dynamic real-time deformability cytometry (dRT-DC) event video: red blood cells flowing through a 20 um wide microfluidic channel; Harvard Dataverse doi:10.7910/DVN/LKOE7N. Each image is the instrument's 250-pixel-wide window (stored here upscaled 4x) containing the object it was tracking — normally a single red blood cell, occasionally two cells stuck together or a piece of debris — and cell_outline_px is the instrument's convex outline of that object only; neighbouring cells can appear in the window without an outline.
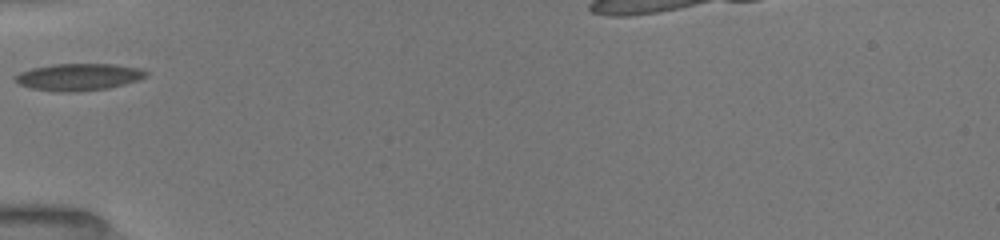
{"species": "common noctule bat (a hibernating species)", "species_latin": "Nyctalus noctula", "temperature_condition": "room temperature", "stored_images_in_passage": 42, "camera_frame_rate_fps": 3000, "um_per_image_px": 0.085, "animal": {"sex": "female", "body_mass_g": 19.5, "forearm_length_mm": 54.1}, "frame": {"image": 1, "passage_image": 1, "time_ms": 0.0, "image_size_px": [1000, 240], "cell_outline_px": [[148, 76], [140, 80], [108, 88], [72, 92], [64, 92], [32, 88], [20, 84], [16, 80], [16, 76], [20, 72], [32, 68], [52, 64], [116, 64], [140, 68], [148, 72]], "centroid_in_image_um": [6.75, 6.53], "position_along_channel_um": 78.2, "area_um2": 20.46}}
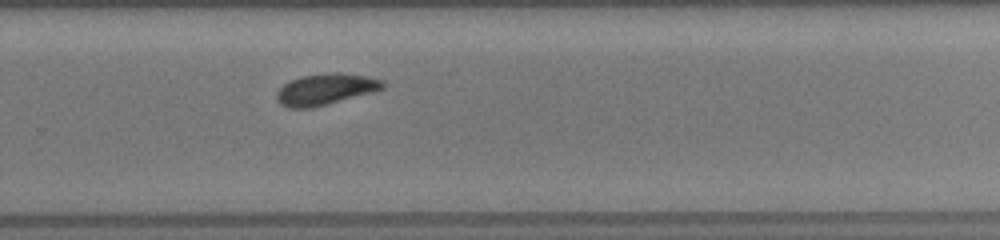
{"frame": {"image": 2, "passage_image": 19, "time_ms": 5.667, "image_size_px": [1000, 240], "cell_outline_px": [[384, 88], [376, 92], [312, 108], [288, 108], [280, 104], [276, 100], [276, 92], [288, 80], [300, 76], [332, 72], [336, 72], [368, 76], [384, 80]], "centroid_in_image_um": [27.68, 7.59], "position_along_channel_um": 302.1, "area_um2": 19.71}}
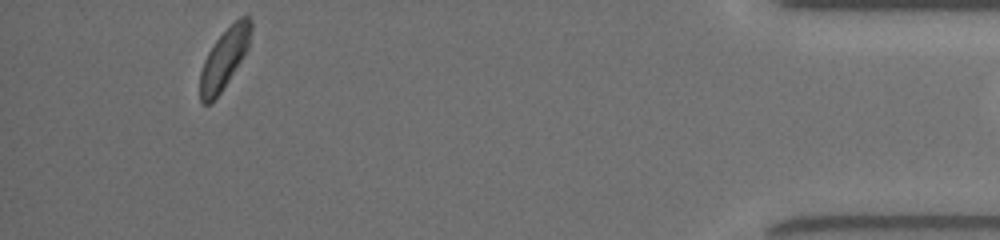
{"frame": {"image": 3, "passage_image": 41, "time_ms": 10.0, "image_size_px": [1000, 240], "cell_outline_px": [[252, 28], [248, 48], [244, 56], [220, 92], [208, 104], [204, 104], [200, 100], [200, 72], [204, 60], [208, 52], [216, 40], [240, 16], [248, 16], [252, 20]], "centroid_in_image_um": [19.07, 4.95], "position_along_channel_um": 416.1, "area_um2": 17.4}}